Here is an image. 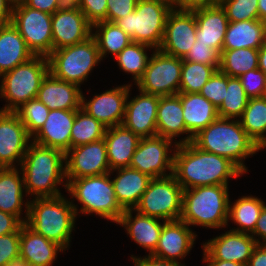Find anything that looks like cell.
<instances>
[{
  "mask_svg": "<svg viewBox=\"0 0 266 266\" xmlns=\"http://www.w3.org/2000/svg\"><path fill=\"white\" fill-rule=\"evenodd\" d=\"M243 174L228 158L205 152L192 142L176 147L172 175L184 190L229 185L230 178L236 179Z\"/></svg>",
  "mask_w": 266,
  "mask_h": 266,
  "instance_id": "1",
  "label": "cell"
},
{
  "mask_svg": "<svg viewBox=\"0 0 266 266\" xmlns=\"http://www.w3.org/2000/svg\"><path fill=\"white\" fill-rule=\"evenodd\" d=\"M27 196L54 198L61 196L59 185L67 190L65 153L59 149L31 142L20 165Z\"/></svg>",
  "mask_w": 266,
  "mask_h": 266,
  "instance_id": "2",
  "label": "cell"
},
{
  "mask_svg": "<svg viewBox=\"0 0 266 266\" xmlns=\"http://www.w3.org/2000/svg\"><path fill=\"white\" fill-rule=\"evenodd\" d=\"M192 143L205 152L228 158L244 174L248 172L244 160L261 150L245 132L239 119L220 117L193 136Z\"/></svg>",
  "mask_w": 266,
  "mask_h": 266,
  "instance_id": "3",
  "label": "cell"
},
{
  "mask_svg": "<svg viewBox=\"0 0 266 266\" xmlns=\"http://www.w3.org/2000/svg\"><path fill=\"white\" fill-rule=\"evenodd\" d=\"M26 225L35 233L56 242L65 250L71 245L72 232L77 219L71 198H28Z\"/></svg>",
  "mask_w": 266,
  "mask_h": 266,
  "instance_id": "4",
  "label": "cell"
},
{
  "mask_svg": "<svg viewBox=\"0 0 266 266\" xmlns=\"http://www.w3.org/2000/svg\"><path fill=\"white\" fill-rule=\"evenodd\" d=\"M228 186H199L184 190L180 220L189 227L227 228L230 201Z\"/></svg>",
  "mask_w": 266,
  "mask_h": 266,
  "instance_id": "5",
  "label": "cell"
},
{
  "mask_svg": "<svg viewBox=\"0 0 266 266\" xmlns=\"http://www.w3.org/2000/svg\"><path fill=\"white\" fill-rule=\"evenodd\" d=\"M111 173L99 176H86L72 179L67 184L68 195L76 211L77 217L81 213L84 215L96 214L100 218L118 223L124 210L116 200L114 187L111 181ZM82 206L73 202L75 200ZM80 213V214H79Z\"/></svg>",
  "mask_w": 266,
  "mask_h": 266,
  "instance_id": "6",
  "label": "cell"
},
{
  "mask_svg": "<svg viewBox=\"0 0 266 266\" xmlns=\"http://www.w3.org/2000/svg\"><path fill=\"white\" fill-rule=\"evenodd\" d=\"M174 7L165 0H137L135 10L114 23L131 37L132 42L159 49L167 17Z\"/></svg>",
  "mask_w": 266,
  "mask_h": 266,
  "instance_id": "7",
  "label": "cell"
},
{
  "mask_svg": "<svg viewBox=\"0 0 266 266\" xmlns=\"http://www.w3.org/2000/svg\"><path fill=\"white\" fill-rule=\"evenodd\" d=\"M48 72V58L35 55L0 76V98L6 102L0 110L14 112L23 103L37 98L41 82Z\"/></svg>",
  "mask_w": 266,
  "mask_h": 266,
  "instance_id": "8",
  "label": "cell"
},
{
  "mask_svg": "<svg viewBox=\"0 0 266 266\" xmlns=\"http://www.w3.org/2000/svg\"><path fill=\"white\" fill-rule=\"evenodd\" d=\"M47 58L49 72L53 76L80 87L101 63L98 45L93 36L81 43L53 50Z\"/></svg>",
  "mask_w": 266,
  "mask_h": 266,
  "instance_id": "9",
  "label": "cell"
},
{
  "mask_svg": "<svg viewBox=\"0 0 266 266\" xmlns=\"http://www.w3.org/2000/svg\"><path fill=\"white\" fill-rule=\"evenodd\" d=\"M183 191L173 175L153 178L134 210L164 221L180 220Z\"/></svg>",
  "mask_w": 266,
  "mask_h": 266,
  "instance_id": "10",
  "label": "cell"
},
{
  "mask_svg": "<svg viewBox=\"0 0 266 266\" xmlns=\"http://www.w3.org/2000/svg\"><path fill=\"white\" fill-rule=\"evenodd\" d=\"M144 75L136 83L138 90L157 96L179 93L183 58L175 57L155 49Z\"/></svg>",
  "mask_w": 266,
  "mask_h": 266,
  "instance_id": "11",
  "label": "cell"
},
{
  "mask_svg": "<svg viewBox=\"0 0 266 266\" xmlns=\"http://www.w3.org/2000/svg\"><path fill=\"white\" fill-rule=\"evenodd\" d=\"M52 14L26 4L12 9L11 23L17 28L34 55L48 57L53 51Z\"/></svg>",
  "mask_w": 266,
  "mask_h": 266,
  "instance_id": "12",
  "label": "cell"
},
{
  "mask_svg": "<svg viewBox=\"0 0 266 266\" xmlns=\"http://www.w3.org/2000/svg\"><path fill=\"white\" fill-rule=\"evenodd\" d=\"M176 147L177 140L171 141L162 136L141 138L129 167L151 178L170 176Z\"/></svg>",
  "mask_w": 266,
  "mask_h": 266,
  "instance_id": "13",
  "label": "cell"
},
{
  "mask_svg": "<svg viewBox=\"0 0 266 266\" xmlns=\"http://www.w3.org/2000/svg\"><path fill=\"white\" fill-rule=\"evenodd\" d=\"M197 23L194 12L186 5L169 13L159 50L184 58L196 42Z\"/></svg>",
  "mask_w": 266,
  "mask_h": 266,
  "instance_id": "14",
  "label": "cell"
},
{
  "mask_svg": "<svg viewBox=\"0 0 266 266\" xmlns=\"http://www.w3.org/2000/svg\"><path fill=\"white\" fill-rule=\"evenodd\" d=\"M110 172L104 138L70 148L65 153V175L67 184L72 179L86 176H99Z\"/></svg>",
  "mask_w": 266,
  "mask_h": 266,
  "instance_id": "15",
  "label": "cell"
},
{
  "mask_svg": "<svg viewBox=\"0 0 266 266\" xmlns=\"http://www.w3.org/2000/svg\"><path fill=\"white\" fill-rule=\"evenodd\" d=\"M31 142L32 136L18 115L0 110V168L20 167Z\"/></svg>",
  "mask_w": 266,
  "mask_h": 266,
  "instance_id": "16",
  "label": "cell"
},
{
  "mask_svg": "<svg viewBox=\"0 0 266 266\" xmlns=\"http://www.w3.org/2000/svg\"><path fill=\"white\" fill-rule=\"evenodd\" d=\"M133 84L119 85L100 94H94L87 100L82 92L81 109L100 121L103 125L113 127L122 125L129 89Z\"/></svg>",
  "mask_w": 266,
  "mask_h": 266,
  "instance_id": "17",
  "label": "cell"
},
{
  "mask_svg": "<svg viewBox=\"0 0 266 266\" xmlns=\"http://www.w3.org/2000/svg\"><path fill=\"white\" fill-rule=\"evenodd\" d=\"M195 14L197 23L196 40L222 52L223 42L229 20L220 4L203 1L187 5Z\"/></svg>",
  "mask_w": 266,
  "mask_h": 266,
  "instance_id": "18",
  "label": "cell"
},
{
  "mask_svg": "<svg viewBox=\"0 0 266 266\" xmlns=\"http://www.w3.org/2000/svg\"><path fill=\"white\" fill-rule=\"evenodd\" d=\"M53 50L75 45L92 36V24L78 7H61L52 14Z\"/></svg>",
  "mask_w": 266,
  "mask_h": 266,
  "instance_id": "19",
  "label": "cell"
},
{
  "mask_svg": "<svg viewBox=\"0 0 266 266\" xmlns=\"http://www.w3.org/2000/svg\"><path fill=\"white\" fill-rule=\"evenodd\" d=\"M131 89L130 87L122 125L140 138L157 136L159 96L138 90L139 95L132 98Z\"/></svg>",
  "mask_w": 266,
  "mask_h": 266,
  "instance_id": "20",
  "label": "cell"
},
{
  "mask_svg": "<svg viewBox=\"0 0 266 266\" xmlns=\"http://www.w3.org/2000/svg\"><path fill=\"white\" fill-rule=\"evenodd\" d=\"M197 237L196 232H193L184 221H166L163 224L157 248L151 255L183 264L181 259L190 253Z\"/></svg>",
  "mask_w": 266,
  "mask_h": 266,
  "instance_id": "21",
  "label": "cell"
},
{
  "mask_svg": "<svg viewBox=\"0 0 266 266\" xmlns=\"http://www.w3.org/2000/svg\"><path fill=\"white\" fill-rule=\"evenodd\" d=\"M214 259L247 265L257 242L251 234L225 231L202 244Z\"/></svg>",
  "mask_w": 266,
  "mask_h": 266,
  "instance_id": "22",
  "label": "cell"
},
{
  "mask_svg": "<svg viewBox=\"0 0 266 266\" xmlns=\"http://www.w3.org/2000/svg\"><path fill=\"white\" fill-rule=\"evenodd\" d=\"M78 110H50L47 120L32 141L66 153L71 148V128Z\"/></svg>",
  "mask_w": 266,
  "mask_h": 266,
  "instance_id": "23",
  "label": "cell"
},
{
  "mask_svg": "<svg viewBox=\"0 0 266 266\" xmlns=\"http://www.w3.org/2000/svg\"><path fill=\"white\" fill-rule=\"evenodd\" d=\"M157 136L173 141L181 135L185 137L177 141V145L192 142L193 136L187 131L183 118V107L180 93L170 96H159L157 107Z\"/></svg>",
  "mask_w": 266,
  "mask_h": 266,
  "instance_id": "24",
  "label": "cell"
},
{
  "mask_svg": "<svg viewBox=\"0 0 266 266\" xmlns=\"http://www.w3.org/2000/svg\"><path fill=\"white\" fill-rule=\"evenodd\" d=\"M37 99L49 110H79L82 89L79 85L62 81L48 72L41 82Z\"/></svg>",
  "mask_w": 266,
  "mask_h": 266,
  "instance_id": "25",
  "label": "cell"
},
{
  "mask_svg": "<svg viewBox=\"0 0 266 266\" xmlns=\"http://www.w3.org/2000/svg\"><path fill=\"white\" fill-rule=\"evenodd\" d=\"M24 194V178L20 167L0 168V210L15 215L23 224L26 223L29 206V199H25L26 202L23 199L27 197ZM23 206L25 212L22 211Z\"/></svg>",
  "mask_w": 266,
  "mask_h": 266,
  "instance_id": "26",
  "label": "cell"
},
{
  "mask_svg": "<svg viewBox=\"0 0 266 266\" xmlns=\"http://www.w3.org/2000/svg\"><path fill=\"white\" fill-rule=\"evenodd\" d=\"M136 213L133 217V213ZM161 219L143 215L134 209L124 210L118 225L124 227L130 239L148 251L151 255L157 248L163 224L166 222Z\"/></svg>",
  "mask_w": 266,
  "mask_h": 266,
  "instance_id": "27",
  "label": "cell"
},
{
  "mask_svg": "<svg viewBox=\"0 0 266 266\" xmlns=\"http://www.w3.org/2000/svg\"><path fill=\"white\" fill-rule=\"evenodd\" d=\"M114 172L116 175L111 181L117 202L123 210L134 209L153 178L130 167L118 168L110 173L113 175Z\"/></svg>",
  "mask_w": 266,
  "mask_h": 266,
  "instance_id": "28",
  "label": "cell"
},
{
  "mask_svg": "<svg viewBox=\"0 0 266 266\" xmlns=\"http://www.w3.org/2000/svg\"><path fill=\"white\" fill-rule=\"evenodd\" d=\"M20 255L32 266H52L58 253L65 249L35 233L25 223L20 227Z\"/></svg>",
  "mask_w": 266,
  "mask_h": 266,
  "instance_id": "29",
  "label": "cell"
},
{
  "mask_svg": "<svg viewBox=\"0 0 266 266\" xmlns=\"http://www.w3.org/2000/svg\"><path fill=\"white\" fill-rule=\"evenodd\" d=\"M110 170L129 167L140 137L123 125L108 127L104 136Z\"/></svg>",
  "mask_w": 266,
  "mask_h": 266,
  "instance_id": "30",
  "label": "cell"
},
{
  "mask_svg": "<svg viewBox=\"0 0 266 266\" xmlns=\"http://www.w3.org/2000/svg\"><path fill=\"white\" fill-rule=\"evenodd\" d=\"M34 56L11 22L0 26V76Z\"/></svg>",
  "mask_w": 266,
  "mask_h": 266,
  "instance_id": "31",
  "label": "cell"
},
{
  "mask_svg": "<svg viewBox=\"0 0 266 266\" xmlns=\"http://www.w3.org/2000/svg\"><path fill=\"white\" fill-rule=\"evenodd\" d=\"M266 42V23L259 20L229 22L222 50L259 49Z\"/></svg>",
  "mask_w": 266,
  "mask_h": 266,
  "instance_id": "32",
  "label": "cell"
},
{
  "mask_svg": "<svg viewBox=\"0 0 266 266\" xmlns=\"http://www.w3.org/2000/svg\"><path fill=\"white\" fill-rule=\"evenodd\" d=\"M180 100L186 129L192 136L219 117L217 108L200 93H180Z\"/></svg>",
  "mask_w": 266,
  "mask_h": 266,
  "instance_id": "33",
  "label": "cell"
},
{
  "mask_svg": "<svg viewBox=\"0 0 266 266\" xmlns=\"http://www.w3.org/2000/svg\"><path fill=\"white\" fill-rule=\"evenodd\" d=\"M265 205L263 199L251 194L241 196L233 203L229 201L228 222L230 220L237 225L230 230L251 234Z\"/></svg>",
  "mask_w": 266,
  "mask_h": 266,
  "instance_id": "34",
  "label": "cell"
},
{
  "mask_svg": "<svg viewBox=\"0 0 266 266\" xmlns=\"http://www.w3.org/2000/svg\"><path fill=\"white\" fill-rule=\"evenodd\" d=\"M92 36L96 40L102 61L109 54L115 57L132 42L131 37L127 33L115 23L108 21L93 24Z\"/></svg>",
  "mask_w": 266,
  "mask_h": 266,
  "instance_id": "35",
  "label": "cell"
},
{
  "mask_svg": "<svg viewBox=\"0 0 266 266\" xmlns=\"http://www.w3.org/2000/svg\"><path fill=\"white\" fill-rule=\"evenodd\" d=\"M239 121L261 151L266 149V98L249 99Z\"/></svg>",
  "mask_w": 266,
  "mask_h": 266,
  "instance_id": "36",
  "label": "cell"
},
{
  "mask_svg": "<svg viewBox=\"0 0 266 266\" xmlns=\"http://www.w3.org/2000/svg\"><path fill=\"white\" fill-rule=\"evenodd\" d=\"M155 49L144 43L131 42L115 56L119 69L131 74L134 85L142 78L149 61L147 51Z\"/></svg>",
  "mask_w": 266,
  "mask_h": 266,
  "instance_id": "37",
  "label": "cell"
},
{
  "mask_svg": "<svg viewBox=\"0 0 266 266\" xmlns=\"http://www.w3.org/2000/svg\"><path fill=\"white\" fill-rule=\"evenodd\" d=\"M258 68V49L238 48L222 50L219 70L229 77H240Z\"/></svg>",
  "mask_w": 266,
  "mask_h": 266,
  "instance_id": "38",
  "label": "cell"
},
{
  "mask_svg": "<svg viewBox=\"0 0 266 266\" xmlns=\"http://www.w3.org/2000/svg\"><path fill=\"white\" fill-rule=\"evenodd\" d=\"M106 129L100 121L79 109L71 128V148L104 138Z\"/></svg>",
  "mask_w": 266,
  "mask_h": 266,
  "instance_id": "39",
  "label": "cell"
},
{
  "mask_svg": "<svg viewBox=\"0 0 266 266\" xmlns=\"http://www.w3.org/2000/svg\"><path fill=\"white\" fill-rule=\"evenodd\" d=\"M249 98L237 77L227 76V91L221 106L217 109L220 118L239 119L247 107Z\"/></svg>",
  "mask_w": 266,
  "mask_h": 266,
  "instance_id": "40",
  "label": "cell"
},
{
  "mask_svg": "<svg viewBox=\"0 0 266 266\" xmlns=\"http://www.w3.org/2000/svg\"><path fill=\"white\" fill-rule=\"evenodd\" d=\"M216 70L211 65L183 60L179 93H199Z\"/></svg>",
  "mask_w": 266,
  "mask_h": 266,
  "instance_id": "41",
  "label": "cell"
},
{
  "mask_svg": "<svg viewBox=\"0 0 266 266\" xmlns=\"http://www.w3.org/2000/svg\"><path fill=\"white\" fill-rule=\"evenodd\" d=\"M14 112L18 115L27 132L33 137L44 125L50 110L37 98H33L23 103Z\"/></svg>",
  "mask_w": 266,
  "mask_h": 266,
  "instance_id": "42",
  "label": "cell"
},
{
  "mask_svg": "<svg viewBox=\"0 0 266 266\" xmlns=\"http://www.w3.org/2000/svg\"><path fill=\"white\" fill-rule=\"evenodd\" d=\"M220 5L229 22L259 19L258 0H223Z\"/></svg>",
  "mask_w": 266,
  "mask_h": 266,
  "instance_id": "43",
  "label": "cell"
},
{
  "mask_svg": "<svg viewBox=\"0 0 266 266\" xmlns=\"http://www.w3.org/2000/svg\"><path fill=\"white\" fill-rule=\"evenodd\" d=\"M227 91V75L216 70L199 92L217 109L221 106Z\"/></svg>",
  "mask_w": 266,
  "mask_h": 266,
  "instance_id": "44",
  "label": "cell"
},
{
  "mask_svg": "<svg viewBox=\"0 0 266 266\" xmlns=\"http://www.w3.org/2000/svg\"><path fill=\"white\" fill-rule=\"evenodd\" d=\"M249 99L264 97L266 94V75L259 68L238 77Z\"/></svg>",
  "mask_w": 266,
  "mask_h": 266,
  "instance_id": "45",
  "label": "cell"
},
{
  "mask_svg": "<svg viewBox=\"0 0 266 266\" xmlns=\"http://www.w3.org/2000/svg\"><path fill=\"white\" fill-rule=\"evenodd\" d=\"M183 60L211 65L217 70H219L220 66V54L215 49L208 47V45L198 43V40H196Z\"/></svg>",
  "mask_w": 266,
  "mask_h": 266,
  "instance_id": "46",
  "label": "cell"
},
{
  "mask_svg": "<svg viewBox=\"0 0 266 266\" xmlns=\"http://www.w3.org/2000/svg\"><path fill=\"white\" fill-rule=\"evenodd\" d=\"M78 8L92 25L107 21V0H80Z\"/></svg>",
  "mask_w": 266,
  "mask_h": 266,
  "instance_id": "47",
  "label": "cell"
},
{
  "mask_svg": "<svg viewBox=\"0 0 266 266\" xmlns=\"http://www.w3.org/2000/svg\"><path fill=\"white\" fill-rule=\"evenodd\" d=\"M20 229L0 236V266H4L20 254Z\"/></svg>",
  "mask_w": 266,
  "mask_h": 266,
  "instance_id": "48",
  "label": "cell"
},
{
  "mask_svg": "<svg viewBox=\"0 0 266 266\" xmlns=\"http://www.w3.org/2000/svg\"><path fill=\"white\" fill-rule=\"evenodd\" d=\"M136 3L137 0H107V21L114 23L126 17L135 10Z\"/></svg>",
  "mask_w": 266,
  "mask_h": 266,
  "instance_id": "49",
  "label": "cell"
},
{
  "mask_svg": "<svg viewBox=\"0 0 266 266\" xmlns=\"http://www.w3.org/2000/svg\"><path fill=\"white\" fill-rule=\"evenodd\" d=\"M22 225L15 215L0 210V236L17 232Z\"/></svg>",
  "mask_w": 266,
  "mask_h": 266,
  "instance_id": "50",
  "label": "cell"
},
{
  "mask_svg": "<svg viewBox=\"0 0 266 266\" xmlns=\"http://www.w3.org/2000/svg\"><path fill=\"white\" fill-rule=\"evenodd\" d=\"M130 257L135 260L137 266H186V264L160 259L149 254L143 257L134 255H131Z\"/></svg>",
  "mask_w": 266,
  "mask_h": 266,
  "instance_id": "51",
  "label": "cell"
},
{
  "mask_svg": "<svg viewBox=\"0 0 266 266\" xmlns=\"http://www.w3.org/2000/svg\"><path fill=\"white\" fill-rule=\"evenodd\" d=\"M26 5L48 14H53L62 7L61 0H28Z\"/></svg>",
  "mask_w": 266,
  "mask_h": 266,
  "instance_id": "52",
  "label": "cell"
},
{
  "mask_svg": "<svg viewBox=\"0 0 266 266\" xmlns=\"http://www.w3.org/2000/svg\"><path fill=\"white\" fill-rule=\"evenodd\" d=\"M251 235L257 244H266V205L263 207L257 220L255 229Z\"/></svg>",
  "mask_w": 266,
  "mask_h": 266,
  "instance_id": "53",
  "label": "cell"
},
{
  "mask_svg": "<svg viewBox=\"0 0 266 266\" xmlns=\"http://www.w3.org/2000/svg\"><path fill=\"white\" fill-rule=\"evenodd\" d=\"M246 266H266V244H257Z\"/></svg>",
  "mask_w": 266,
  "mask_h": 266,
  "instance_id": "54",
  "label": "cell"
},
{
  "mask_svg": "<svg viewBox=\"0 0 266 266\" xmlns=\"http://www.w3.org/2000/svg\"><path fill=\"white\" fill-rule=\"evenodd\" d=\"M202 250L203 264L206 263V266H246L237 262L216 260L204 248Z\"/></svg>",
  "mask_w": 266,
  "mask_h": 266,
  "instance_id": "55",
  "label": "cell"
},
{
  "mask_svg": "<svg viewBox=\"0 0 266 266\" xmlns=\"http://www.w3.org/2000/svg\"><path fill=\"white\" fill-rule=\"evenodd\" d=\"M12 9L8 0H0V25L11 22Z\"/></svg>",
  "mask_w": 266,
  "mask_h": 266,
  "instance_id": "56",
  "label": "cell"
},
{
  "mask_svg": "<svg viewBox=\"0 0 266 266\" xmlns=\"http://www.w3.org/2000/svg\"><path fill=\"white\" fill-rule=\"evenodd\" d=\"M258 68L266 75V42L258 49Z\"/></svg>",
  "mask_w": 266,
  "mask_h": 266,
  "instance_id": "57",
  "label": "cell"
},
{
  "mask_svg": "<svg viewBox=\"0 0 266 266\" xmlns=\"http://www.w3.org/2000/svg\"><path fill=\"white\" fill-rule=\"evenodd\" d=\"M4 266H32V265L19 254L18 256L13 258L10 262L6 263Z\"/></svg>",
  "mask_w": 266,
  "mask_h": 266,
  "instance_id": "58",
  "label": "cell"
},
{
  "mask_svg": "<svg viewBox=\"0 0 266 266\" xmlns=\"http://www.w3.org/2000/svg\"><path fill=\"white\" fill-rule=\"evenodd\" d=\"M259 20L266 23V0H258Z\"/></svg>",
  "mask_w": 266,
  "mask_h": 266,
  "instance_id": "59",
  "label": "cell"
},
{
  "mask_svg": "<svg viewBox=\"0 0 266 266\" xmlns=\"http://www.w3.org/2000/svg\"><path fill=\"white\" fill-rule=\"evenodd\" d=\"M199 1H201V0H174V6L175 7L186 6V5L196 3Z\"/></svg>",
  "mask_w": 266,
  "mask_h": 266,
  "instance_id": "60",
  "label": "cell"
},
{
  "mask_svg": "<svg viewBox=\"0 0 266 266\" xmlns=\"http://www.w3.org/2000/svg\"><path fill=\"white\" fill-rule=\"evenodd\" d=\"M80 0H61L62 7H78Z\"/></svg>",
  "mask_w": 266,
  "mask_h": 266,
  "instance_id": "61",
  "label": "cell"
},
{
  "mask_svg": "<svg viewBox=\"0 0 266 266\" xmlns=\"http://www.w3.org/2000/svg\"><path fill=\"white\" fill-rule=\"evenodd\" d=\"M27 2L28 0H8V3L10 4L12 8L20 6V5H24Z\"/></svg>",
  "mask_w": 266,
  "mask_h": 266,
  "instance_id": "62",
  "label": "cell"
},
{
  "mask_svg": "<svg viewBox=\"0 0 266 266\" xmlns=\"http://www.w3.org/2000/svg\"><path fill=\"white\" fill-rule=\"evenodd\" d=\"M201 1L211 4H220L223 0H201Z\"/></svg>",
  "mask_w": 266,
  "mask_h": 266,
  "instance_id": "63",
  "label": "cell"
},
{
  "mask_svg": "<svg viewBox=\"0 0 266 266\" xmlns=\"http://www.w3.org/2000/svg\"><path fill=\"white\" fill-rule=\"evenodd\" d=\"M165 1L171 3L174 6V0H165Z\"/></svg>",
  "mask_w": 266,
  "mask_h": 266,
  "instance_id": "64",
  "label": "cell"
},
{
  "mask_svg": "<svg viewBox=\"0 0 266 266\" xmlns=\"http://www.w3.org/2000/svg\"><path fill=\"white\" fill-rule=\"evenodd\" d=\"M131 261H133V265H134V266H137V264H136V262H135L134 259H131Z\"/></svg>",
  "mask_w": 266,
  "mask_h": 266,
  "instance_id": "65",
  "label": "cell"
}]
</instances>
